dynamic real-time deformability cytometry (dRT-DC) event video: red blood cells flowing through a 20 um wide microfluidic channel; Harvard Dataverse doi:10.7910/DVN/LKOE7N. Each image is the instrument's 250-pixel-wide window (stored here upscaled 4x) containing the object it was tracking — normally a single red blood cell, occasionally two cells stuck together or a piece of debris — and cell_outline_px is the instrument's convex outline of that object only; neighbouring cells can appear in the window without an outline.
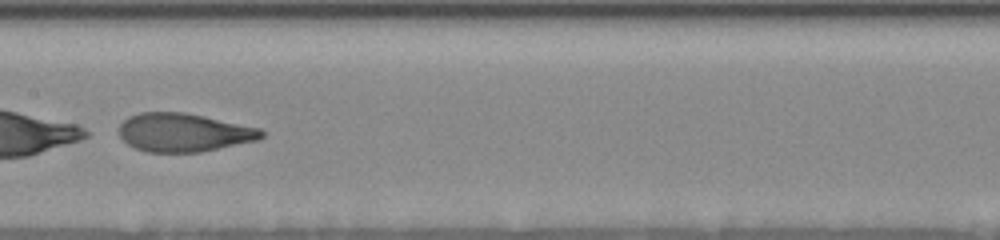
{"species": "human", "species_latin": "Homo sapiens", "temperature_condition": "room temperature", "stored_images_in_passage": 19, "camera_frame_rate_fps": 3000, "um_per_image_px": 0.085, "donor": {"sex": "female"}, "frame": {"image": 1, "passage_image": 17, "time_ms": 3.667, "image_size_px": [1000, 240], "cell_outline_px": [[264, 136], [256, 140], [200, 152], [148, 152], [136, 148], [128, 144], [120, 136], [120, 124], [128, 116], [140, 112], [184, 112], [204, 116], [260, 128], [264, 132]], "centroid_in_image_um": [15.6, 11.25], "position_along_channel_um": 191.8, "area_um2": 31.67}}